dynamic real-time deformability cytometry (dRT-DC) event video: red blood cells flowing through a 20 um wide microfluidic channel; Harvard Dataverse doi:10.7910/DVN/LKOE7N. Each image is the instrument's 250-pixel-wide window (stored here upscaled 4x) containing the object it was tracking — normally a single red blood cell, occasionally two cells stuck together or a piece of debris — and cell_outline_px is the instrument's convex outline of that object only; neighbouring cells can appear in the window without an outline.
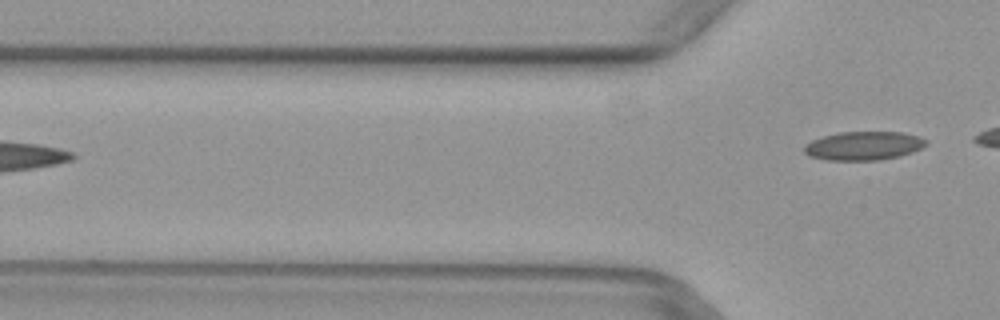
{"species": "common noctule bat (a hibernating species)", "species_latin": "Nyctalus noctula", "temperature_condition": "warm", "stored_images_in_passage": 2, "camera_frame_rate_fps": 3000, "um_per_image_px": 0.085, "animal": {"sex": "female", "body_mass_g": 29.2, "forearm_length_mm": 56.3}, "frame": {"image": 1, "passage_image": 2, "time_ms": 0.333, "image_size_px": [1000, 320], "cell_outline_px": [[928, 144], [912, 152], [900, 156], [880, 160], [824, 160], [808, 156], [804, 152], [804, 144], [812, 140], [824, 136], [840, 132], [904, 132], [920, 136], [928, 140]], "centroid_in_image_um": [73.42, 12.39], "position_along_channel_um": 52.4, "area_um2": 20.58}}